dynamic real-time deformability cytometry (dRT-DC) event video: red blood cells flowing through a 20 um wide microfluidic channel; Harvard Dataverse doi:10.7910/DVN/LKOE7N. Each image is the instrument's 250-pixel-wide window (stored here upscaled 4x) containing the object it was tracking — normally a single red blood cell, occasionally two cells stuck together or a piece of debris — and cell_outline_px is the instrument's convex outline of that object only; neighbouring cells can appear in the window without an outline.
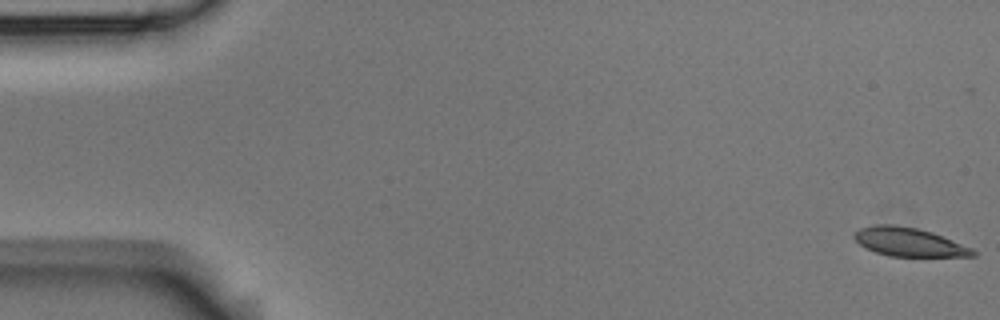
{"species": "Egyptian fruit bat (a non-hibernating species)", "species_latin": "Rousettus aegyptiacus", "temperature_condition": "room temperature", "stored_images_in_passage": 3, "camera_frame_rate_fps": 3000, "um_per_image_px": 0.085, "animal": {"sex": "male"}, "frame": {"image": 1, "passage_image": 1, "time_ms": 0.0, "image_size_px": [1000, 320], "cell_outline_px": [[976, 256], [888, 256], [876, 252], [860, 244], [852, 236], [860, 228], [872, 224], [892, 224], [916, 228], [932, 232], [972, 248], [976, 252]], "centroid_in_image_um": [77.25, 20.56], "position_along_channel_um": 7.8, "area_um2": 19.59}}